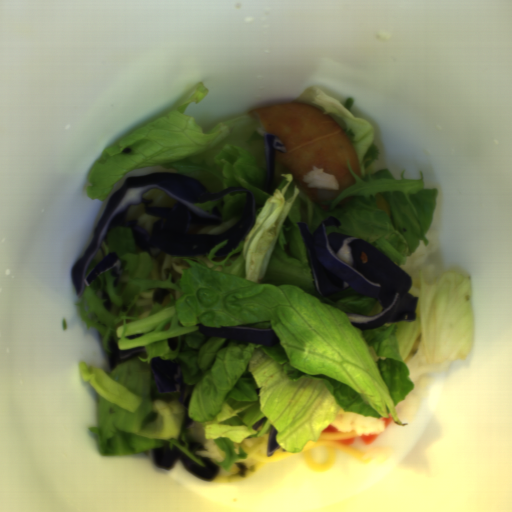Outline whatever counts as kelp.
Returning a JSON list of instances; mask_svg holds the SVG:
<instances>
[{
  "label": "kelp",
  "mask_w": 512,
  "mask_h": 512,
  "mask_svg": "<svg viewBox=\"0 0 512 512\" xmlns=\"http://www.w3.org/2000/svg\"><path fill=\"white\" fill-rule=\"evenodd\" d=\"M238 470L229 478L245 479L249 474L254 472V465H245L241 460L234 463Z\"/></svg>",
  "instance_id": "1"
}]
</instances>
